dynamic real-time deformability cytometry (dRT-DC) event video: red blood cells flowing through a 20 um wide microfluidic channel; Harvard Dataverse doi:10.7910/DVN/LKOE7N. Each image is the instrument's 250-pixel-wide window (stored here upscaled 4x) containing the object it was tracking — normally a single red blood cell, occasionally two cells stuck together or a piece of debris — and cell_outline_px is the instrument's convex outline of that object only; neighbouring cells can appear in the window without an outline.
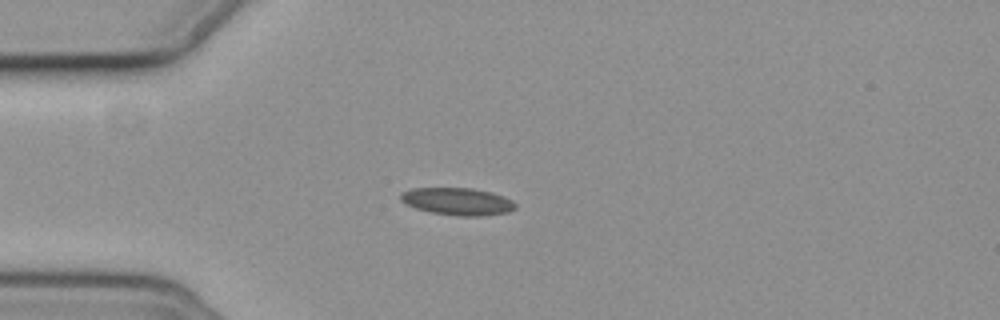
{"species": "common noctule bat (a hibernating species)", "species_latin": "Nyctalus noctula", "temperature_condition": "cold", "stored_images_in_passage": 23, "camera_frame_rate_fps": 3000, "um_per_image_px": 0.085, "animal": {"sex": "female", "body_mass_g": 19.3, "forearm_length_mm": 54.1}, "frame": {"image": 1, "passage_image": 15, "time_ms": 4.667, "image_size_px": [1000, 320], "cell_outline_px": [[516, 208], [508, 212], [480, 216], [456, 216], [432, 212], [416, 208], [404, 204], [400, 200], [400, 192], [412, 188], [472, 188], [492, 192], [504, 196], [512, 200], [516, 204]], "centroid_in_image_um": [38.88, 17.12], "position_along_channel_um": 46.1, "area_um2": 18.44}}
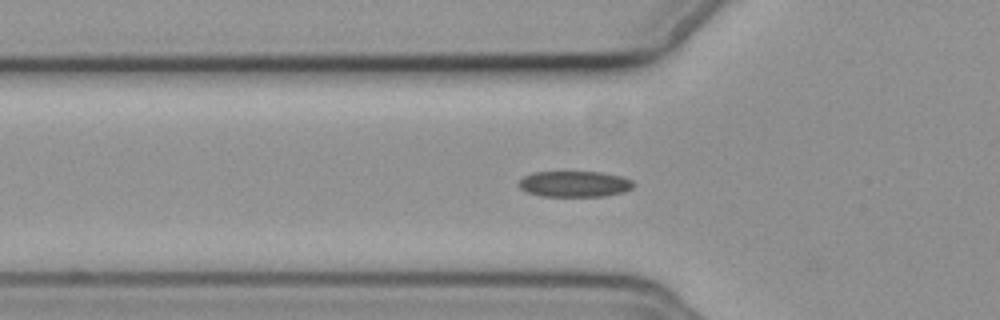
{"frame": {"image": 2, "passage_image": 19, "time_ms": 6.0, "image_size_px": [1000, 320], "cell_outline_px": [[636, 184], [632, 188], [624, 192], [604, 196], [540, 196], [528, 192], [520, 188], [516, 184], [524, 176], [532, 172], [600, 172], [620, 176], [632, 180]], "centroid_in_image_um": [48.83, 15.64], "position_along_channel_um": 77.0, "area_um2": 17.4}}
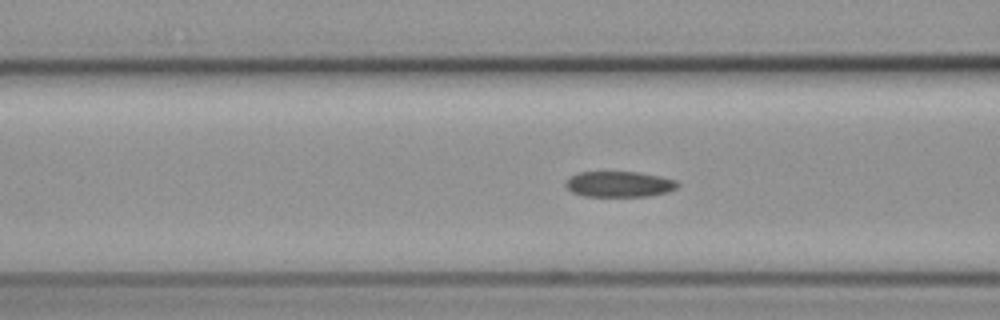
{"frame": {"image": 3, "passage_image": 22, "time_ms": 7.0, "image_size_px": [1000, 320], "cell_outline_px": [[680, 184], [676, 188], [668, 192], [648, 196], [584, 196], [572, 192], [564, 184], [576, 172], [640, 172], [660, 176], [676, 180]], "centroid_in_image_um": [52.66, 15.65], "position_along_channel_um": 113.9, "area_um2": 16.76}}